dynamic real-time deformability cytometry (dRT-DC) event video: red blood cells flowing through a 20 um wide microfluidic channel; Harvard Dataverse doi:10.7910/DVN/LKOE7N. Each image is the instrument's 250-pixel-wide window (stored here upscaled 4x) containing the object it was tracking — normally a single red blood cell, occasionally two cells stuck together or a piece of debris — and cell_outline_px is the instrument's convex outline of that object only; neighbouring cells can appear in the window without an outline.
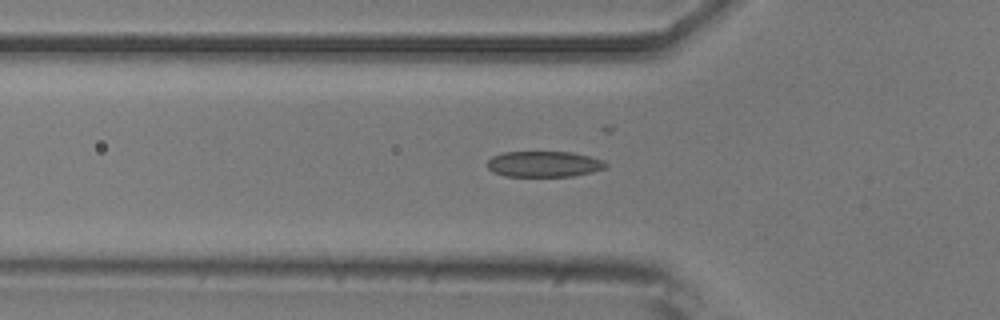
{"species": "common noctule bat (a hibernating species)", "species_latin": "Nyctalus noctula", "temperature_condition": "room temperature", "stored_images_in_passage": 46, "camera_frame_rate_fps": 3000, "um_per_image_px": 0.085, "animal": {"sex": "male", "body_mass_g": 20.5, "forearm_length_mm": 52.5}, "frame": {"image": 1, "passage_image": 17, "time_ms": 5.333, "image_size_px": [1000, 320], "cell_outline_px": [[608, 164], [604, 168], [592, 172], [572, 176], [504, 176], [492, 172], [488, 168], [488, 160], [492, 156], [504, 152], [572, 152], [604, 160]], "centroid_in_image_um": [46.22, 13.94], "position_along_channel_um": 79.6, "area_um2": 17.8}}
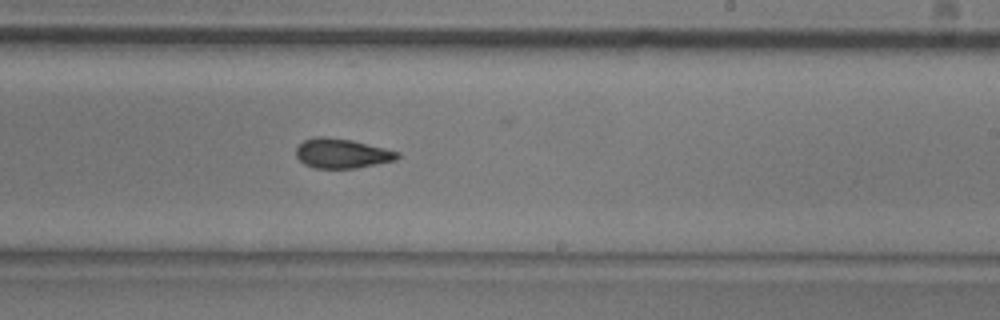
{"frame": {"image": 2, "passage_image": 31, "time_ms": 10.0, "image_size_px": [1000, 320], "cell_outline_px": [[400, 156], [396, 160], [356, 168], [312, 168], [304, 164], [296, 156], [296, 148], [304, 140], [316, 136], [324, 136], [352, 140], [400, 152]], "centroid_in_image_um": [29.05, 13.04], "position_along_channel_um": 260.0, "area_um2": 17.51}}
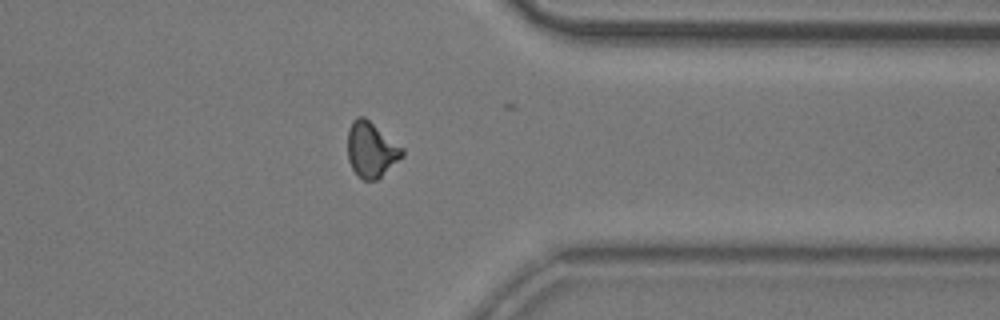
{"frame": {"image": 3, "passage_image": 41, "time_ms": 13.333, "image_size_px": [1000, 320], "cell_outline_px": [[404, 156], [376, 180], [364, 180], [352, 168], [348, 160], [348, 128], [352, 120], [356, 116], [364, 116], [404, 148]], "centroid_in_image_um": [31.56, 12.69], "position_along_channel_um": 379.8, "area_um2": 17.57}}